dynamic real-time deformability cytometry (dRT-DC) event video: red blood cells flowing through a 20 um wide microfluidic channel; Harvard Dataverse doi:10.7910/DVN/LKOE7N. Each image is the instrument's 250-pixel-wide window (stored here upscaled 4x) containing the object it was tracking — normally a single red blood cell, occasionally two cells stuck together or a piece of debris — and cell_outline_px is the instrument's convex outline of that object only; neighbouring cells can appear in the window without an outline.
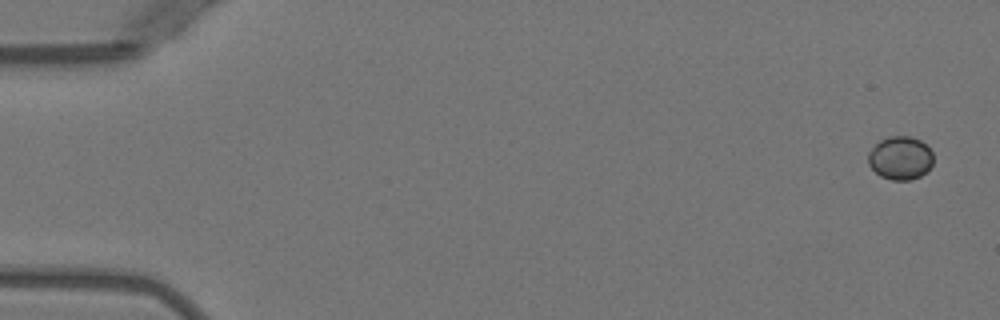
{"species": "Egyptian fruit bat (a non-hibernating species)", "species_latin": "Rousettus aegyptiacus", "temperature_condition": "warm", "stored_images_in_passage": 5, "camera_frame_rate_fps": 3000, "um_per_image_px": 0.085, "animal": {"sex": "female"}, "frame": {"image": 1, "passage_image": 1, "time_ms": 0.0, "image_size_px": [1000, 320], "cell_outline_px": [[932, 164], [920, 176], [908, 180], [892, 180], [880, 176], [868, 164], [868, 152], [880, 140], [888, 136], [912, 136], [920, 140], [932, 152]], "centroid_in_image_um": [76.5, 13.42], "position_along_channel_um": 8.5, "area_um2": 16.3}}
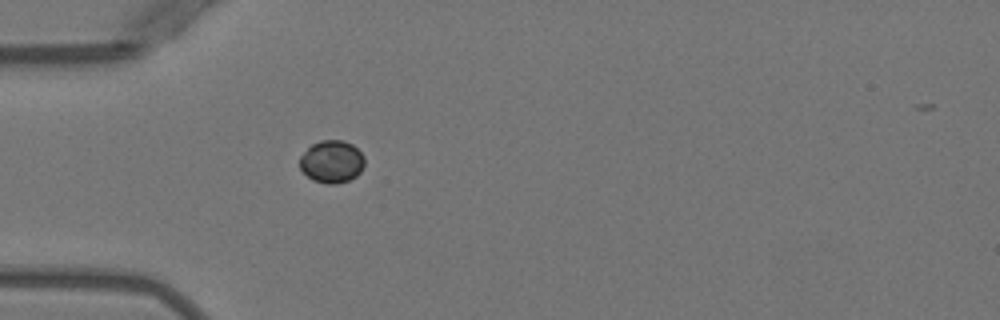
{"frame": {"image": 2, "passage_image": 5, "time_ms": 4.667, "image_size_px": [1000, 320], "cell_outline_px": [[364, 164], [360, 172], [356, 176], [348, 180], [336, 184], [328, 184], [312, 180], [300, 168], [300, 156], [312, 144], [320, 140], [344, 140], [352, 144], [364, 156]], "centroid_in_image_um": [28.2, 13.73], "position_along_channel_um": 56.8, "area_um2": 16.01}}